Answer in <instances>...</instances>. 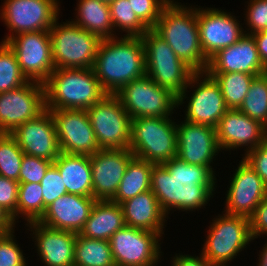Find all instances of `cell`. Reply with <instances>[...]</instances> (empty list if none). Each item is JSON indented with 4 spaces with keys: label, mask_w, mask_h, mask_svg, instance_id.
Instances as JSON below:
<instances>
[{
    "label": "cell",
    "mask_w": 267,
    "mask_h": 266,
    "mask_svg": "<svg viewBox=\"0 0 267 266\" xmlns=\"http://www.w3.org/2000/svg\"><path fill=\"white\" fill-rule=\"evenodd\" d=\"M213 170L212 167L185 163L174 157L153 166L150 190L166 216L173 208L182 211L203 208L215 191Z\"/></svg>",
    "instance_id": "cell-1"
},
{
    "label": "cell",
    "mask_w": 267,
    "mask_h": 266,
    "mask_svg": "<svg viewBox=\"0 0 267 266\" xmlns=\"http://www.w3.org/2000/svg\"><path fill=\"white\" fill-rule=\"evenodd\" d=\"M92 69L107 94H116L132 80L144 77L145 51L141 37L101 39Z\"/></svg>",
    "instance_id": "cell-2"
},
{
    "label": "cell",
    "mask_w": 267,
    "mask_h": 266,
    "mask_svg": "<svg viewBox=\"0 0 267 266\" xmlns=\"http://www.w3.org/2000/svg\"><path fill=\"white\" fill-rule=\"evenodd\" d=\"M179 4L171 0L152 30L195 72H206L209 60L201 49L197 8Z\"/></svg>",
    "instance_id": "cell-3"
},
{
    "label": "cell",
    "mask_w": 267,
    "mask_h": 266,
    "mask_svg": "<svg viewBox=\"0 0 267 266\" xmlns=\"http://www.w3.org/2000/svg\"><path fill=\"white\" fill-rule=\"evenodd\" d=\"M44 86L46 109L86 110L107 94L92 68H55Z\"/></svg>",
    "instance_id": "cell-4"
},
{
    "label": "cell",
    "mask_w": 267,
    "mask_h": 266,
    "mask_svg": "<svg viewBox=\"0 0 267 266\" xmlns=\"http://www.w3.org/2000/svg\"><path fill=\"white\" fill-rule=\"evenodd\" d=\"M141 39L145 51L146 75L177 97V107L182 105L189 98L186 96V86L195 71L178 58L167 42L152 29Z\"/></svg>",
    "instance_id": "cell-5"
},
{
    "label": "cell",
    "mask_w": 267,
    "mask_h": 266,
    "mask_svg": "<svg viewBox=\"0 0 267 266\" xmlns=\"http://www.w3.org/2000/svg\"><path fill=\"white\" fill-rule=\"evenodd\" d=\"M177 124L169 117L131 120L130 150L134 156L155 165L177 157Z\"/></svg>",
    "instance_id": "cell-6"
},
{
    "label": "cell",
    "mask_w": 267,
    "mask_h": 266,
    "mask_svg": "<svg viewBox=\"0 0 267 266\" xmlns=\"http://www.w3.org/2000/svg\"><path fill=\"white\" fill-rule=\"evenodd\" d=\"M57 20L49 30L55 68H92L101 39L72 21Z\"/></svg>",
    "instance_id": "cell-7"
},
{
    "label": "cell",
    "mask_w": 267,
    "mask_h": 266,
    "mask_svg": "<svg viewBox=\"0 0 267 266\" xmlns=\"http://www.w3.org/2000/svg\"><path fill=\"white\" fill-rule=\"evenodd\" d=\"M218 217L212 220L207 231L201 255L210 264L226 266L253 238L248 217L227 213Z\"/></svg>",
    "instance_id": "cell-8"
},
{
    "label": "cell",
    "mask_w": 267,
    "mask_h": 266,
    "mask_svg": "<svg viewBox=\"0 0 267 266\" xmlns=\"http://www.w3.org/2000/svg\"><path fill=\"white\" fill-rule=\"evenodd\" d=\"M100 149H129L131 120L115 94H106L86 109Z\"/></svg>",
    "instance_id": "cell-9"
},
{
    "label": "cell",
    "mask_w": 267,
    "mask_h": 266,
    "mask_svg": "<svg viewBox=\"0 0 267 266\" xmlns=\"http://www.w3.org/2000/svg\"><path fill=\"white\" fill-rule=\"evenodd\" d=\"M115 95L132 119L168 117L172 116L173 110L177 108V97L169 90L157 85L147 75L132 80Z\"/></svg>",
    "instance_id": "cell-10"
},
{
    "label": "cell",
    "mask_w": 267,
    "mask_h": 266,
    "mask_svg": "<svg viewBox=\"0 0 267 266\" xmlns=\"http://www.w3.org/2000/svg\"><path fill=\"white\" fill-rule=\"evenodd\" d=\"M59 3L58 0H5L0 17L11 34L2 42L21 33L49 31L59 18Z\"/></svg>",
    "instance_id": "cell-11"
},
{
    "label": "cell",
    "mask_w": 267,
    "mask_h": 266,
    "mask_svg": "<svg viewBox=\"0 0 267 266\" xmlns=\"http://www.w3.org/2000/svg\"><path fill=\"white\" fill-rule=\"evenodd\" d=\"M6 43L16 55L20 70L28 81L45 83L55 66L49 31L14 35Z\"/></svg>",
    "instance_id": "cell-12"
},
{
    "label": "cell",
    "mask_w": 267,
    "mask_h": 266,
    "mask_svg": "<svg viewBox=\"0 0 267 266\" xmlns=\"http://www.w3.org/2000/svg\"><path fill=\"white\" fill-rule=\"evenodd\" d=\"M159 238L155 232L134 227L117 230L109 240L115 265L156 266L162 253Z\"/></svg>",
    "instance_id": "cell-13"
},
{
    "label": "cell",
    "mask_w": 267,
    "mask_h": 266,
    "mask_svg": "<svg viewBox=\"0 0 267 266\" xmlns=\"http://www.w3.org/2000/svg\"><path fill=\"white\" fill-rule=\"evenodd\" d=\"M46 110L45 86L28 81L23 86L0 93V133H12Z\"/></svg>",
    "instance_id": "cell-14"
},
{
    "label": "cell",
    "mask_w": 267,
    "mask_h": 266,
    "mask_svg": "<svg viewBox=\"0 0 267 266\" xmlns=\"http://www.w3.org/2000/svg\"><path fill=\"white\" fill-rule=\"evenodd\" d=\"M47 110L53 117L61 152L91 156L100 150L86 110Z\"/></svg>",
    "instance_id": "cell-15"
},
{
    "label": "cell",
    "mask_w": 267,
    "mask_h": 266,
    "mask_svg": "<svg viewBox=\"0 0 267 266\" xmlns=\"http://www.w3.org/2000/svg\"><path fill=\"white\" fill-rule=\"evenodd\" d=\"M195 84L197 89L187 101L184 120L216 128L228 110L220 86L207 72H195L186 87L193 88Z\"/></svg>",
    "instance_id": "cell-16"
},
{
    "label": "cell",
    "mask_w": 267,
    "mask_h": 266,
    "mask_svg": "<svg viewBox=\"0 0 267 266\" xmlns=\"http://www.w3.org/2000/svg\"><path fill=\"white\" fill-rule=\"evenodd\" d=\"M226 12L211 7L197 8L201 49L208 60L219 50L237 43L246 33L239 20Z\"/></svg>",
    "instance_id": "cell-17"
},
{
    "label": "cell",
    "mask_w": 267,
    "mask_h": 266,
    "mask_svg": "<svg viewBox=\"0 0 267 266\" xmlns=\"http://www.w3.org/2000/svg\"><path fill=\"white\" fill-rule=\"evenodd\" d=\"M130 149H100L90 156L93 198L96 201H111L126 172Z\"/></svg>",
    "instance_id": "cell-18"
},
{
    "label": "cell",
    "mask_w": 267,
    "mask_h": 266,
    "mask_svg": "<svg viewBox=\"0 0 267 266\" xmlns=\"http://www.w3.org/2000/svg\"><path fill=\"white\" fill-rule=\"evenodd\" d=\"M235 170L227 190L224 212L249 218L266 197L267 186L243 158Z\"/></svg>",
    "instance_id": "cell-19"
},
{
    "label": "cell",
    "mask_w": 267,
    "mask_h": 266,
    "mask_svg": "<svg viewBox=\"0 0 267 266\" xmlns=\"http://www.w3.org/2000/svg\"><path fill=\"white\" fill-rule=\"evenodd\" d=\"M24 154L54 162L60 154L56 126L49 110L10 133Z\"/></svg>",
    "instance_id": "cell-20"
},
{
    "label": "cell",
    "mask_w": 267,
    "mask_h": 266,
    "mask_svg": "<svg viewBox=\"0 0 267 266\" xmlns=\"http://www.w3.org/2000/svg\"><path fill=\"white\" fill-rule=\"evenodd\" d=\"M177 157L185 163L212 167L220 150L216 128L184 120L177 125ZM217 153V154H216Z\"/></svg>",
    "instance_id": "cell-21"
},
{
    "label": "cell",
    "mask_w": 267,
    "mask_h": 266,
    "mask_svg": "<svg viewBox=\"0 0 267 266\" xmlns=\"http://www.w3.org/2000/svg\"><path fill=\"white\" fill-rule=\"evenodd\" d=\"M220 150L247 146V152L267 140V128L238 109H228L216 127Z\"/></svg>",
    "instance_id": "cell-22"
},
{
    "label": "cell",
    "mask_w": 267,
    "mask_h": 266,
    "mask_svg": "<svg viewBox=\"0 0 267 266\" xmlns=\"http://www.w3.org/2000/svg\"><path fill=\"white\" fill-rule=\"evenodd\" d=\"M207 73L243 72L261 75L267 68L260 60L252 35H243L237 43L219 50L208 62Z\"/></svg>",
    "instance_id": "cell-23"
},
{
    "label": "cell",
    "mask_w": 267,
    "mask_h": 266,
    "mask_svg": "<svg viewBox=\"0 0 267 266\" xmlns=\"http://www.w3.org/2000/svg\"><path fill=\"white\" fill-rule=\"evenodd\" d=\"M95 202L91 196L66 193L46 207L38 222L56 230L80 233Z\"/></svg>",
    "instance_id": "cell-24"
},
{
    "label": "cell",
    "mask_w": 267,
    "mask_h": 266,
    "mask_svg": "<svg viewBox=\"0 0 267 266\" xmlns=\"http://www.w3.org/2000/svg\"><path fill=\"white\" fill-rule=\"evenodd\" d=\"M26 225L34 234L37 253L45 266H74L77 233L49 228L39 222Z\"/></svg>",
    "instance_id": "cell-25"
},
{
    "label": "cell",
    "mask_w": 267,
    "mask_h": 266,
    "mask_svg": "<svg viewBox=\"0 0 267 266\" xmlns=\"http://www.w3.org/2000/svg\"><path fill=\"white\" fill-rule=\"evenodd\" d=\"M125 226L148 230L160 237L163 232L166 214L151 190L142 192L120 203Z\"/></svg>",
    "instance_id": "cell-26"
},
{
    "label": "cell",
    "mask_w": 267,
    "mask_h": 266,
    "mask_svg": "<svg viewBox=\"0 0 267 266\" xmlns=\"http://www.w3.org/2000/svg\"><path fill=\"white\" fill-rule=\"evenodd\" d=\"M53 165L59 170L67 193L93 197L90 156L60 152Z\"/></svg>",
    "instance_id": "cell-27"
},
{
    "label": "cell",
    "mask_w": 267,
    "mask_h": 266,
    "mask_svg": "<svg viewBox=\"0 0 267 266\" xmlns=\"http://www.w3.org/2000/svg\"><path fill=\"white\" fill-rule=\"evenodd\" d=\"M125 226L120 204L112 201H96L80 235L86 238L110 240L111 236Z\"/></svg>",
    "instance_id": "cell-28"
},
{
    "label": "cell",
    "mask_w": 267,
    "mask_h": 266,
    "mask_svg": "<svg viewBox=\"0 0 267 266\" xmlns=\"http://www.w3.org/2000/svg\"><path fill=\"white\" fill-rule=\"evenodd\" d=\"M76 21L77 26L97 35L100 39L117 37L111 19L109 4L100 0H78Z\"/></svg>",
    "instance_id": "cell-29"
},
{
    "label": "cell",
    "mask_w": 267,
    "mask_h": 266,
    "mask_svg": "<svg viewBox=\"0 0 267 266\" xmlns=\"http://www.w3.org/2000/svg\"><path fill=\"white\" fill-rule=\"evenodd\" d=\"M154 165L144 159L133 156L111 201L120 204L142 192L150 190L151 171Z\"/></svg>",
    "instance_id": "cell-30"
},
{
    "label": "cell",
    "mask_w": 267,
    "mask_h": 266,
    "mask_svg": "<svg viewBox=\"0 0 267 266\" xmlns=\"http://www.w3.org/2000/svg\"><path fill=\"white\" fill-rule=\"evenodd\" d=\"M74 266H116L110 242L86 238L77 233L74 247Z\"/></svg>",
    "instance_id": "cell-31"
},
{
    "label": "cell",
    "mask_w": 267,
    "mask_h": 266,
    "mask_svg": "<svg viewBox=\"0 0 267 266\" xmlns=\"http://www.w3.org/2000/svg\"><path fill=\"white\" fill-rule=\"evenodd\" d=\"M221 89L225 105L228 109H238L251 86L255 76L243 72L208 73Z\"/></svg>",
    "instance_id": "cell-32"
},
{
    "label": "cell",
    "mask_w": 267,
    "mask_h": 266,
    "mask_svg": "<svg viewBox=\"0 0 267 266\" xmlns=\"http://www.w3.org/2000/svg\"><path fill=\"white\" fill-rule=\"evenodd\" d=\"M238 110L267 128V72L254 77Z\"/></svg>",
    "instance_id": "cell-33"
},
{
    "label": "cell",
    "mask_w": 267,
    "mask_h": 266,
    "mask_svg": "<svg viewBox=\"0 0 267 266\" xmlns=\"http://www.w3.org/2000/svg\"><path fill=\"white\" fill-rule=\"evenodd\" d=\"M20 214V216H19ZM44 214L41 183H19L17 217L25 216L27 223L38 222Z\"/></svg>",
    "instance_id": "cell-34"
},
{
    "label": "cell",
    "mask_w": 267,
    "mask_h": 266,
    "mask_svg": "<svg viewBox=\"0 0 267 266\" xmlns=\"http://www.w3.org/2000/svg\"><path fill=\"white\" fill-rule=\"evenodd\" d=\"M114 30L125 31L126 36H143L149 28L132 10L129 0H113L109 4Z\"/></svg>",
    "instance_id": "cell-35"
},
{
    "label": "cell",
    "mask_w": 267,
    "mask_h": 266,
    "mask_svg": "<svg viewBox=\"0 0 267 266\" xmlns=\"http://www.w3.org/2000/svg\"><path fill=\"white\" fill-rule=\"evenodd\" d=\"M28 82L16 55L6 42L0 44V93L17 89Z\"/></svg>",
    "instance_id": "cell-36"
},
{
    "label": "cell",
    "mask_w": 267,
    "mask_h": 266,
    "mask_svg": "<svg viewBox=\"0 0 267 266\" xmlns=\"http://www.w3.org/2000/svg\"><path fill=\"white\" fill-rule=\"evenodd\" d=\"M24 152L9 133H0V176L19 182Z\"/></svg>",
    "instance_id": "cell-37"
},
{
    "label": "cell",
    "mask_w": 267,
    "mask_h": 266,
    "mask_svg": "<svg viewBox=\"0 0 267 266\" xmlns=\"http://www.w3.org/2000/svg\"><path fill=\"white\" fill-rule=\"evenodd\" d=\"M171 0H129L132 10L137 17L152 29L161 16L163 8Z\"/></svg>",
    "instance_id": "cell-38"
},
{
    "label": "cell",
    "mask_w": 267,
    "mask_h": 266,
    "mask_svg": "<svg viewBox=\"0 0 267 266\" xmlns=\"http://www.w3.org/2000/svg\"><path fill=\"white\" fill-rule=\"evenodd\" d=\"M52 161L24 154L19 173V183H41Z\"/></svg>",
    "instance_id": "cell-39"
},
{
    "label": "cell",
    "mask_w": 267,
    "mask_h": 266,
    "mask_svg": "<svg viewBox=\"0 0 267 266\" xmlns=\"http://www.w3.org/2000/svg\"><path fill=\"white\" fill-rule=\"evenodd\" d=\"M41 186L45 213L46 207L60 196L65 195L67 190L59 170L53 164L48 168L41 180Z\"/></svg>",
    "instance_id": "cell-40"
},
{
    "label": "cell",
    "mask_w": 267,
    "mask_h": 266,
    "mask_svg": "<svg viewBox=\"0 0 267 266\" xmlns=\"http://www.w3.org/2000/svg\"><path fill=\"white\" fill-rule=\"evenodd\" d=\"M14 229L0 235V266H27L23 251L14 240Z\"/></svg>",
    "instance_id": "cell-41"
},
{
    "label": "cell",
    "mask_w": 267,
    "mask_h": 266,
    "mask_svg": "<svg viewBox=\"0 0 267 266\" xmlns=\"http://www.w3.org/2000/svg\"><path fill=\"white\" fill-rule=\"evenodd\" d=\"M19 182L0 176V207L7 212L14 223L17 218Z\"/></svg>",
    "instance_id": "cell-42"
},
{
    "label": "cell",
    "mask_w": 267,
    "mask_h": 266,
    "mask_svg": "<svg viewBox=\"0 0 267 266\" xmlns=\"http://www.w3.org/2000/svg\"><path fill=\"white\" fill-rule=\"evenodd\" d=\"M246 11L248 35L267 30V0H249ZM250 30V32H249Z\"/></svg>",
    "instance_id": "cell-43"
},
{
    "label": "cell",
    "mask_w": 267,
    "mask_h": 266,
    "mask_svg": "<svg viewBox=\"0 0 267 266\" xmlns=\"http://www.w3.org/2000/svg\"><path fill=\"white\" fill-rule=\"evenodd\" d=\"M244 155L243 159L261 177L267 186V140Z\"/></svg>",
    "instance_id": "cell-44"
},
{
    "label": "cell",
    "mask_w": 267,
    "mask_h": 266,
    "mask_svg": "<svg viewBox=\"0 0 267 266\" xmlns=\"http://www.w3.org/2000/svg\"><path fill=\"white\" fill-rule=\"evenodd\" d=\"M253 240L263 234L267 235V195L249 217Z\"/></svg>",
    "instance_id": "cell-45"
},
{
    "label": "cell",
    "mask_w": 267,
    "mask_h": 266,
    "mask_svg": "<svg viewBox=\"0 0 267 266\" xmlns=\"http://www.w3.org/2000/svg\"><path fill=\"white\" fill-rule=\"evenodd\" d=\"M171 266H215L210 264L201 254L200 256L175 255Z\"/></svg>",
    "instance_id": "cell-46"
},
{
    "label": "cell",
    "mask_w": 267,
    "mask_h": 266,
    "mask_svg": "<svg viewBox=\"0 0 267 266\" xmlns=\"http://www.w3.org/2000/svg\"><path fill=\"white\" fill-rule=\"evenodd\" d=\"M254 37L261 62L267 68V30L256 32Z\"/></svg>",
    "instance_id": "cell-47"
},
{
    "label": "cell",
    "mask_w": 267,
    "mask_h": 266,
    "mask_svg": "<svg viewBox=\"0 0 267 266\" xmlns=\"http://www.w3.org/2000/svg\"><path fill=\"white\" fill-rule=\"evenodd\" d=\"M15 225L12 217L0 207V232L4 233L11 231L15 229L13 228Z\"/></svg>",
    "instance_id": "cell-48"
},
{
    "label": "cell",
    "mask_w": 267,
    "mask_h": 266,
    "mask_svg": "<svg viewBox=\"0 0 267 266\" xmlns=\"http://www.w3.org/2000/svg\"><path fill=\"white\" fill-rule=\"evenodd\" d=\"M264 246L259 255L258 266H267V244L265 243Z\"/></svg>",
    "instance_id": "cell-49"
},
{
    "label": "cell",
    "mask_w": 267,
    "mask_h": 266,
    "mask_svg": "<svg viewBox=\"0 0 267 266\" xmlns=\"http://www.w3.org/2000/svg\"><path fill=\"white\" fill-rule=\"evenodd\" d=\"M100 1L107 3V4H110L113 0H100Z\"/></svg>",
    "instance_id": "cell-50"
}]
</instances>
